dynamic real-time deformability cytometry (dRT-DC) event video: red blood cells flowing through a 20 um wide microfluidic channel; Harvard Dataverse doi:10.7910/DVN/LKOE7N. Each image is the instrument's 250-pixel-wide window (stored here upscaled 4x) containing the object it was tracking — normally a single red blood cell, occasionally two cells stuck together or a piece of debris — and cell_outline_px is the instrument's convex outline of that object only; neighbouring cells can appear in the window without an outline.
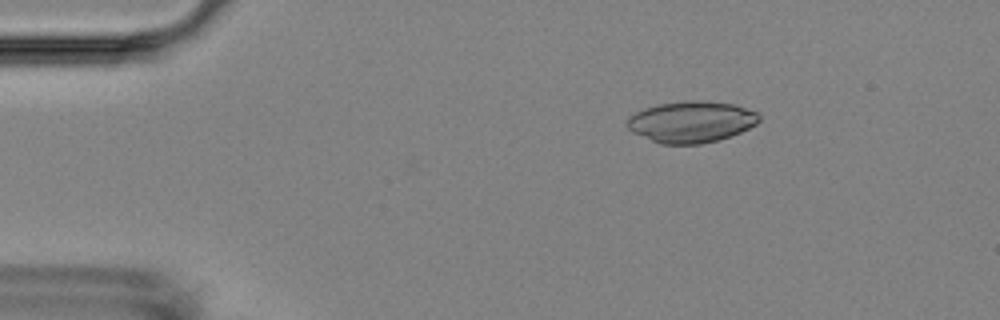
{"species": "Egyptian fruit bat (a non-hibernating species)", "species_latin": "Rousettus aegyptiacus", "temperature_condition": "room temperature", "stored_images_in_passage": 4, "camera_frame_rate_fps": 3000, "um_per_image_px": 0.085, "animal": {"sex": "female"}, "frame": {"image": 1, "passage_image": 2, "time_ms": 1.333, "image_size_px": [1000, 320], "cell_outline_px": [[760, 120], [756, 124], [740, 132], [716, 140], [700, 144], [660, 144], [632, 132], [624, 124], [628, 116], [644, 108], [660, 104], [688, 100], [700, 100], [732, 104], [756, 112], [760, 116]], "centroid_in_image_um": [58.7, 10.35], "position_along_channel_um": 26.3, "area_um2": 31.67}}